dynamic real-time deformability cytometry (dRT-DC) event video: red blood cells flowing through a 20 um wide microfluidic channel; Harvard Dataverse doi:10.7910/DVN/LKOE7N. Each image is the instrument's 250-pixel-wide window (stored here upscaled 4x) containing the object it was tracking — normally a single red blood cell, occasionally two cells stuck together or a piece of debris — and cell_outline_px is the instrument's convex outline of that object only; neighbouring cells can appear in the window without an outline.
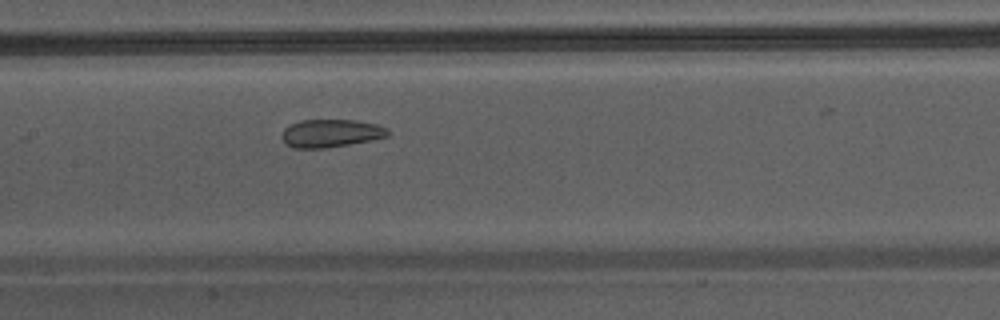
{"species": "Egyptian fruit bat (a non-hibernating species)", "species_latin": "Rousettus aegyptiacus", "temperature_condition": "warm", "stored_images_in_passage": 27, "camera_frame_rate_fps": 3000, "um_per_image_px": 0.085, "animal": {"sex": "male"}, "frame": {"image": 1, "passage_image": 8, "time_ms": 2.333, "image_size_px": [1000, 320], "cell_outline_px": [[392, 132], [388, 136], [372, 140], [324, 148], [296, 148], [288, 144], [280, 136], [284, 128], [300, 120], [356, 120], [376, 124], [388, 128]], "centroid_in_image_um": [28.16, 11.32], "position_along_channel_um": 179.2, "area_um2": 17.22}}
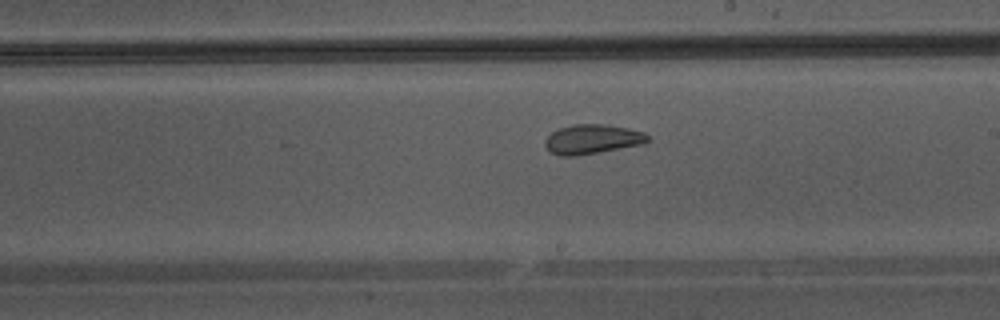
{"frame": {"image": 2, "passage_image": 12, "time_ms": 3.667, "image_size_px": [1000, 320], "cell_outline_px": [[652, 140], [644, 144], [576, 156], [560, 156], [548, 152], [544, 144], [544, 140], [552, 132], [560, 128], [572, 124], [608, 124], [628, 128], [644, 132]], "centroid_in_image_um": [50.34, 11.83], "position_along_channel_um": 238.7, "area_um2": 17.92}}